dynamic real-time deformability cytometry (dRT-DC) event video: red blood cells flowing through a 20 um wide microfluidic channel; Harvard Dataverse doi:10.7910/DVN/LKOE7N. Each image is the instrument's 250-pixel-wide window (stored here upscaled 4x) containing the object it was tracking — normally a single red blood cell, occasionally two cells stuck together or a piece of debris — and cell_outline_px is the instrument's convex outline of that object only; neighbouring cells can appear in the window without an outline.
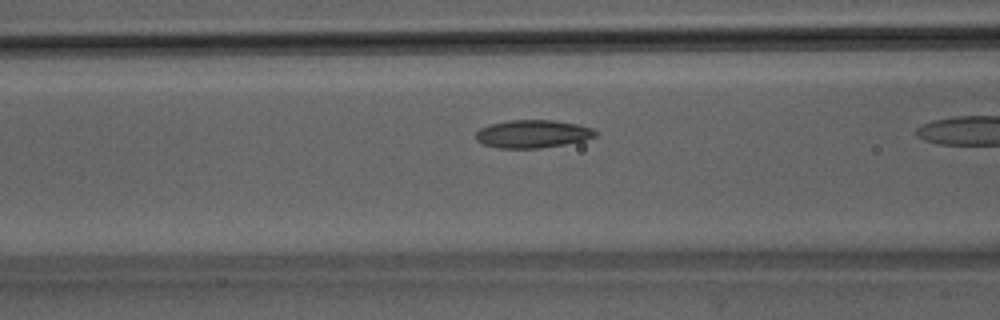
{"species": "Egyptian fruit bat (a non-hibernating species)", "species_latin": "Rousettus aegyptiacus", "temperature_condition": "room temperature", "stored_images_in_passage": 35, "camera_frame_rate_fps": 3000, "um_per_image_px": 0.085, "animal": {"sex": "male"}, "frame": {"image": 1, "passage_image": 16, "time_ms": 5.0, "image_size_px": [1000, 320], "cell_outline_px": [[596, 136], [584, 140], [564, 144], [540, 148], [500, 148], [484, 144], [476, 140], [476, 132], [480, 128], [488, 124], [512, 120], [552, 120], [576, 124], [592, 128], [596, 132]], "centroid_in_image_um": [45.25, 11.38], "position_along_channel_um": 121.4, "area_um2": 19.31}}